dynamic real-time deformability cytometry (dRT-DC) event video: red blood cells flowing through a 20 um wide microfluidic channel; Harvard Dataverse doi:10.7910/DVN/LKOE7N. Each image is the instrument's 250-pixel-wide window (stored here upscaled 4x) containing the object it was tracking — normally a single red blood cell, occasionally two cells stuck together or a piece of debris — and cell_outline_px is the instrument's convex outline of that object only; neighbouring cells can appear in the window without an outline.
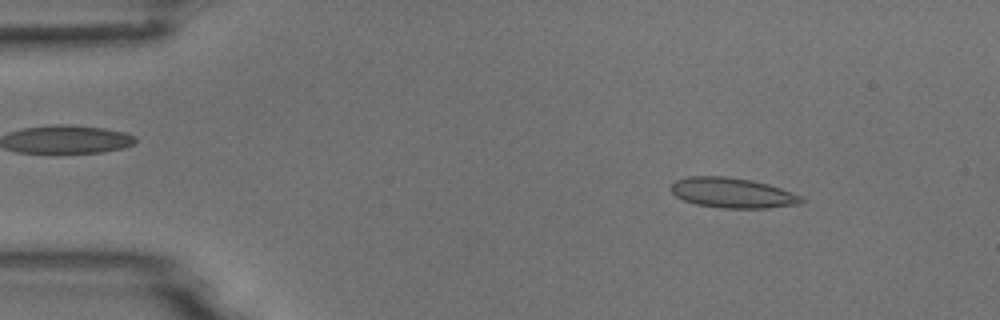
{"species": "common noctule bat (a hibernating species)", "species_latin": "Nyctalus noctula", "temperature_condition": "room temperature", "stored_images_in_passage": 4, "camera_frame_rate_fps": 3000, "um_per_image_px": 0.085, "animal": {"sex": "male", "body_mass_g": 18.8}, "frame": {"image": 1, "passage_image": 1, "time_ms": 0.0, "image_size_px": [1000, 320], "cell_outline_px": [[804, 200], [800, 204], [768, 208], [724, 208], [696, 204], [684, 200], [676, 196], [668, 188], [676, 180], [688, 176], [724, 176], [752, 180], [768, 184], [804, 196]], "centroid_in_image_um": [62.27, 16.39], "position_along_channel_um": 22.7, "area_um2": 23.0}}
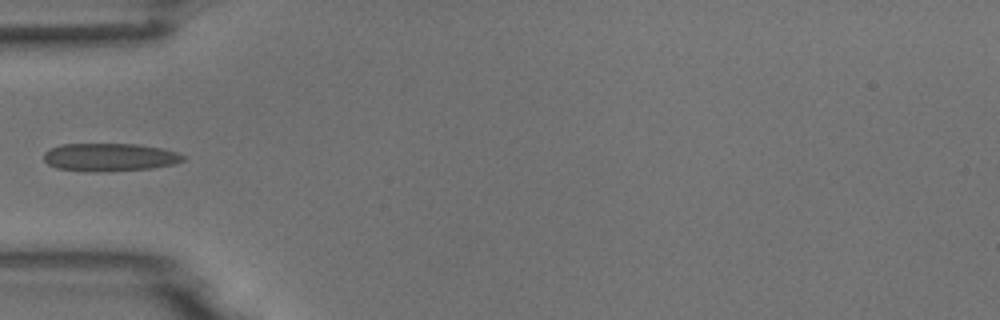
{"frame": {"image": 2, "passage_image": 4, "time_ms": 3.333, "image_size_px": [1000, 320], "cell_outline_px": [[184, 160], [176, 164], [152, 168], [100, 172], [84, 172], [56, 168], [48, 164], [44, 160], [44, 152], [48, 148], [60, 144], [140, 144], [160, 148], [176, 152], [184, 156]], "centroid_in_image_um": [9.28, 13.37], "position_along_channel_um": 75.7, "area_um2": 23.0}}